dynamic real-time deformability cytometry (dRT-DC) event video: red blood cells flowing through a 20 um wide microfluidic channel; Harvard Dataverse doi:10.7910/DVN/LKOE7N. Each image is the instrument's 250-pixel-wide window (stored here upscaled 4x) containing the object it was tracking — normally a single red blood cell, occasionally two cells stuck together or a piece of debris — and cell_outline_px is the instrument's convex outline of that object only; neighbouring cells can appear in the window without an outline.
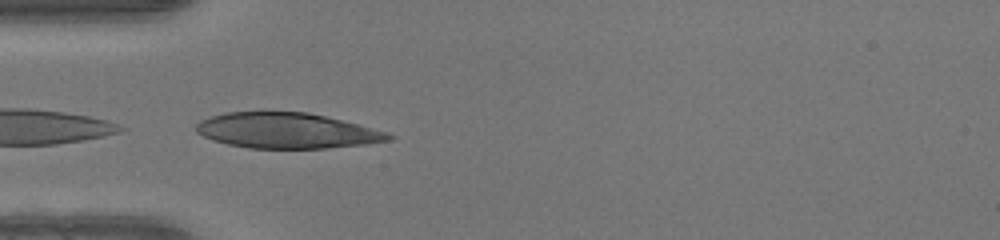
{"species": "human", "species_latin": "Homo sapiens", "temperature_condition": "warm", "stored_images_in_passage": 22, "camera_frame_rate_fps": 3000, "um_per_image_px": 0.085, "donor": {"sex": "female"}, "frame": {"image": 1, "passage_image": 1, "time_ms": 0.0, "image_size_px": [1000, 240], "cell_outline_px": [[396, 136], [388, 140], [364, 144], [328, 148], [248, 148], [228, 144], [212, 140], [196, 132], [196, 124], [200, 120], [224, 112], [308, 112], [356, 124], [384, 132]], "centroid_in_image_um": [24.31, 11.11], "position_along_channel_um": 60.7, "area_um2": 39.3}}
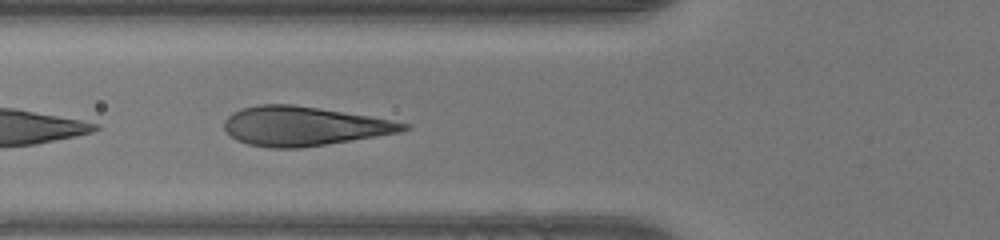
{"frame": {"image": 2, "passage_image": 4, "time_ms": 1.0, "image_size_px": [1000, 240], "cell_outline_px": [[412, 128], [400, 132], [300, 148], [268, 148], [248, 144], [236, 140], [224, 128], [224, 120], [232, 112], [240, 108], [260, 104], [292, 104], [368, 116], [412, 124]], "centroid_in_image_um": [25.78, 10.72], "position_along_channel_um": 100.0, "area_um2": 40.69}}